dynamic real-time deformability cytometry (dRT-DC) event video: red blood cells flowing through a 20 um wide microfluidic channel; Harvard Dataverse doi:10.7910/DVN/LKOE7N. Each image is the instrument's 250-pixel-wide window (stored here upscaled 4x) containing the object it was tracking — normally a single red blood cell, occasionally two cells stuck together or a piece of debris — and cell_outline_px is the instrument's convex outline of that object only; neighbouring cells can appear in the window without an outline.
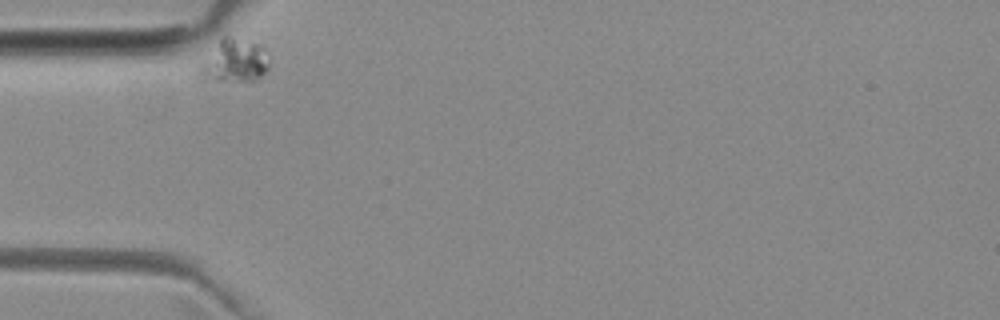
{"species": "common noctule bat (a hibernating species)", "species_latin": "Nyctalus noctula", "temperature_condition": "room temperature", "stored_images_in_passage": 30, "camera_frame_rate_fps": 3000, "um_per_image_px": 0.085, "animal": {"sex": "female", "body_mass_g": 29.2, "forearm_length_mm": 56.3}, "frame": {"image": 1, "passage_image": 1, "time_ms": 0.0, "image_size_px": [1000, 320], "cell_outline_px": [[268, 68], [256, 80], [220, 80], [204, 76], [200, 68], [220, 36], [232, 36], [256, 44], [264, 48], [268, 60]], "centroid_in_image_um": [19.99, 5.12], "position_along_channel_um": 65.0, "area_um2": 16.53}}
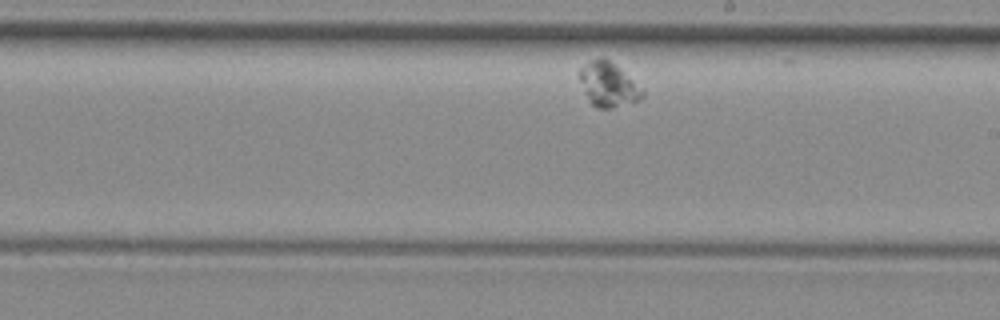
{"frame": {"image": 2, "passage_image": 18, "time_ms": 5.667, "image_size_px": [1000, 320], "cell_outline_px": [[644, 96], [640, 100], [612, 108], [596, 108], [592, 104], [584, 92], [580, 80], [580, 68], [584, 64], [600, 56], [604, 56], [644, 88]], "centroid_in_image_um": [51.73, 7.18], "position_along_channel_um": 237.3, "area_um2": 16.3}}
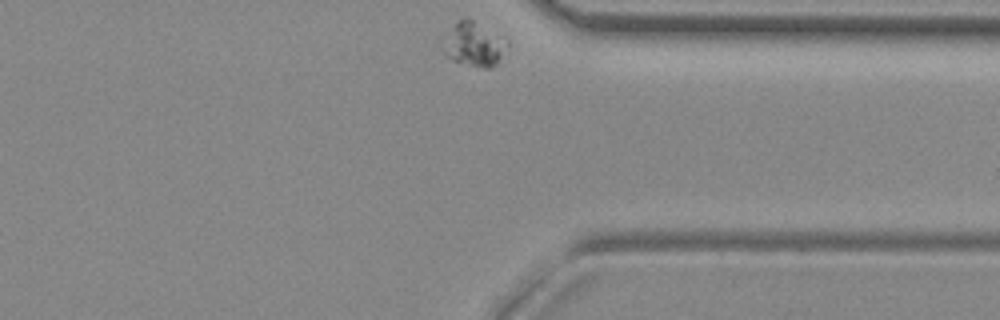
{"frame": {"image": 3, "passage_image": 30, "time_ms": 9.667, "image_size_px": [1000, 320], "cell_outline_px": [[508, 44], [496, 64], [492, 68], [484, 68], [452, 60], [444, 56], [444, 52], [456, 24], [464, 16], [468, 16], [504, 36], [508, 40]], "centroid_in_image_um": [40.4, 3.75], "position_along_channel_um": 371.0, "area_um2": 15.9}}